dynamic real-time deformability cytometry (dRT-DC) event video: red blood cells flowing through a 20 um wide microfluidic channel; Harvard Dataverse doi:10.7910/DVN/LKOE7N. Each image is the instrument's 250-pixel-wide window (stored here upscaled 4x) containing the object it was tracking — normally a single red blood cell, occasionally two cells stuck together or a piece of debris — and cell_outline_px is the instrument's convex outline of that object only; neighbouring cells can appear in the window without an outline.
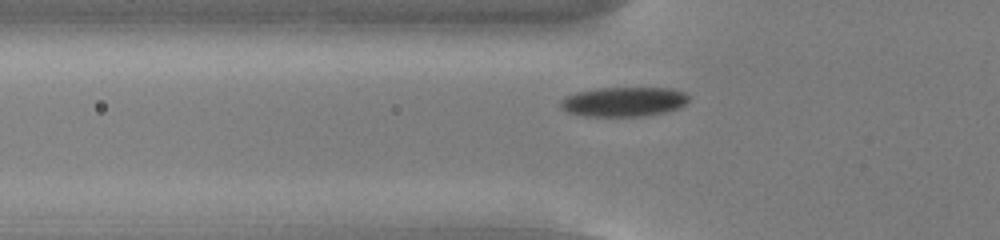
{"species": "common noctule bat (a hibernating species)", "species_latin": "Nyctalus noctula", "temperature_condition": "cold", "stored_images_in_passage": 48, "segment_of_instrument_passage": [1, 2], "camera_frame_rate_fps": 3000, "um_per_image_px": 0.085, "animal": {"sex": "male", "body_mass_g": 13.0, "forearm_length_mm": 53.1}, "frame": {"image": 1, "passage_image": 11, "time_ms": 3.333, "image_size_px": [1000, 240], "cell_outline_px": [[688, 100], [680, 108], [664, 112], [644, 116], [584, 116], [568, 112], [560, 108], [560, 100], [564, 96], [576, 92], [596, 88], [672, 88], [684, 92], [688, 96]], "centroid_in_image_um": [52.98, 8.64], "position_along_channel_um": 72.8, "area_um2": 22.2}}
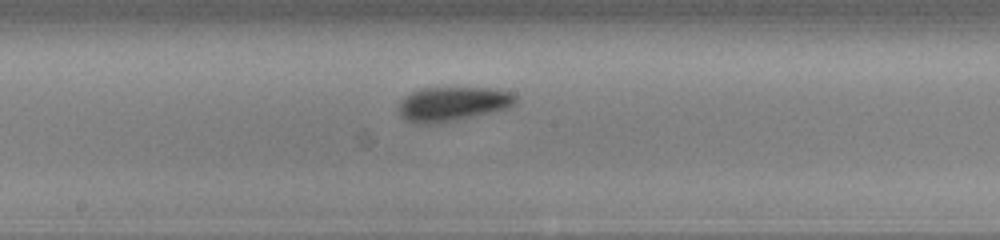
{"frame": {"image": 2, "passage_image": 22, "time_ms": 7.0, "image_size_px": [1000, 240], "cell_outline_px": [[516, 104], [508, 108], [492, 112], [440, 124], [412, 124], [404, 120], [400, 116], [400, 100], [404, 96], [416, 88], [496, 88], [512, 92], [516, 96]], "centroid_in_image_um": [38.45, 8.84], "position_along_channel_um": 209.7, "area_um2": 23.93}}
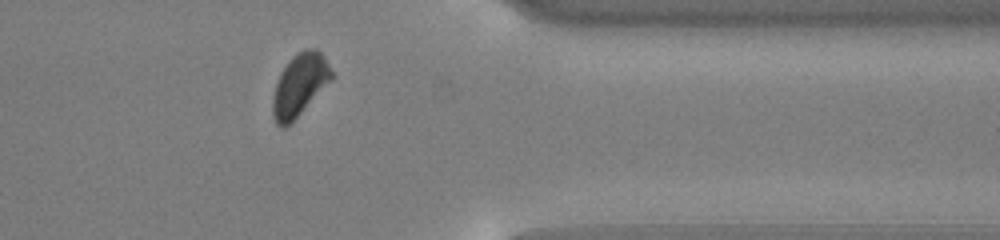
{"frame": {"image": 3, "passage_image": 37, "time_ms": 12.0, "image_size_px": [1000, 240], "cell_outline_px": [[332, 80], [284, 128], [280, 128], [276, 124], [272, 116], [272, 96], [280, 72], [292, 56], [296, 52], [304, 48], [316, 48], [320, 52], [328, 64], [332, 72]], "centroid_in_image_um": [25.43, 7.19], "position_along_channel_um": 386.0, "area_um2": 21.1}}